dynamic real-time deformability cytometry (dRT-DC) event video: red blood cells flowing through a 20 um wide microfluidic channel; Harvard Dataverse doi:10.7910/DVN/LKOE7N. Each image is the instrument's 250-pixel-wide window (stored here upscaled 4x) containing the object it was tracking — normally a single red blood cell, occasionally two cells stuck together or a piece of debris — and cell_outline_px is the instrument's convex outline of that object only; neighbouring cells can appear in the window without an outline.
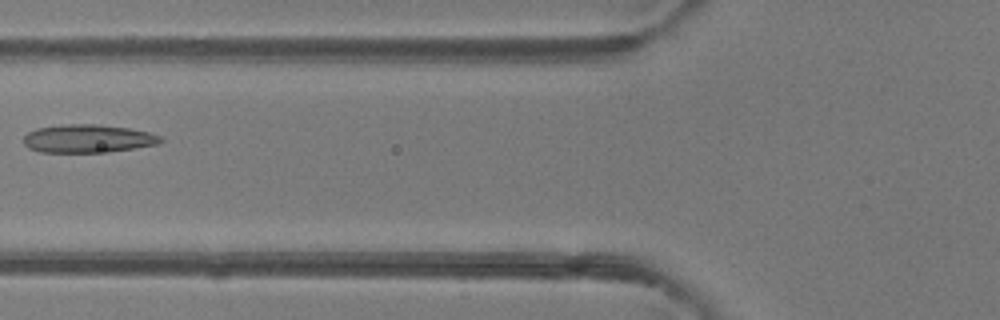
{"species": "common noctule bat (a hibernating species)", "species_latin": "Nyctalus noctula", "temperature_condition": "room temperature", "stored_images_in_passage": 6, "camera_frame_rate_fps": 3000, "um_per_image_px": 0.085, "animal": {"sex": "female"}, "frame": {"image": 1, "passage_image": 5, "time_ms": 5.667, "image_size_px": [1000, 320], "cell_outline_px": [[164, 140], [160, 144], [136, 148], [108, 152], [40, 152], [28, 148], [24, 144], [24, 136], [28, 132], [36, 128], [64, 124], [96, 124], [128, 128], [148, 132], [160, 136]], "centroid_in_image_um": [7.48, 11.78], "position_along_channel_um": 118.3, "area_um2": 22.6}}
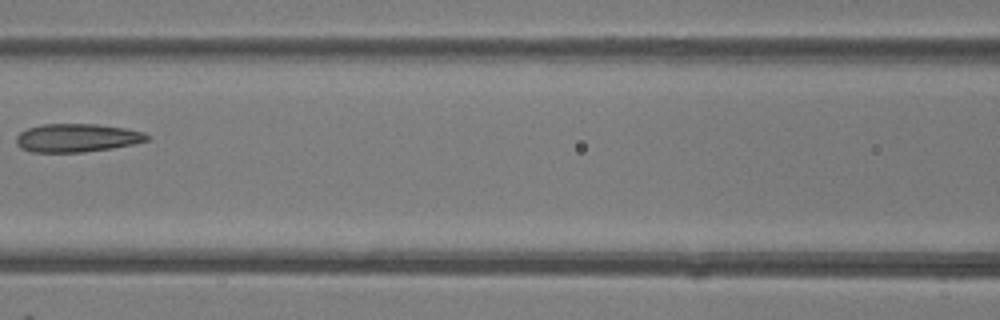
{"frame": {"image": 2, "passage_image": 6, "time_ms": 6.667, "image_size_px": [1000, 320], "cell_outline_px": [[152, 136], [148, 140], [132, 144], [112, 148], [84, 152], [32, 152], [20, 148], [16, 144], [16, 136], [20, 132], [28, 128], [40, 124], [96, 124], [124, 128], [144, 132]], "centroid_in_image_um": [6.53, 11.72], "position_along_channel_um": 160.1, "area_um2": 21.68}}